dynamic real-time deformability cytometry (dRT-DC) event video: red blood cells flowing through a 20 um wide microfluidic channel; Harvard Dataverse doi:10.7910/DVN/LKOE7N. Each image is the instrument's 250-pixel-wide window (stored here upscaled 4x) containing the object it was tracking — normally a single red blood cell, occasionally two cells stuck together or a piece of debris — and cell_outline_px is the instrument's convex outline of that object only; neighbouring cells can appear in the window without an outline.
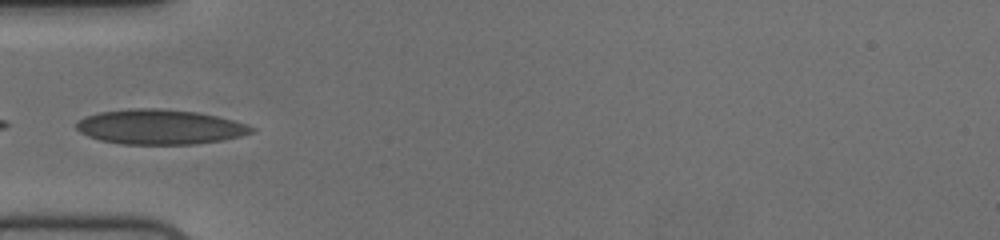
{"species": "human", "species_latin": "Homo sapiens", "temperature_condition": "cold", "stored_images_in_passage": 16, "camera_frame_rate_fps": 3000, "um_per_image_px": 0.085, "donor": {"sex": "female"}, "frame": {"image": 1, "passage_image": 1, "time_ms": 0.0, "image_size_px": [1000, 240], "cell_outline_px": [[256, 132], [224, 140], [196, 144], [120, 144], [100, 140], [88, 136], [80, 132], [76, 128], [76, 120], [84, 116], [100, 112], [128, 108], [160, 108], [196, 112], [216, 116], [248, 124], [256, 128]], "centroid_in_image_um": [13.59, 10.78], "position_along_channel_um": 71.4, "area_um2": 35.89}}
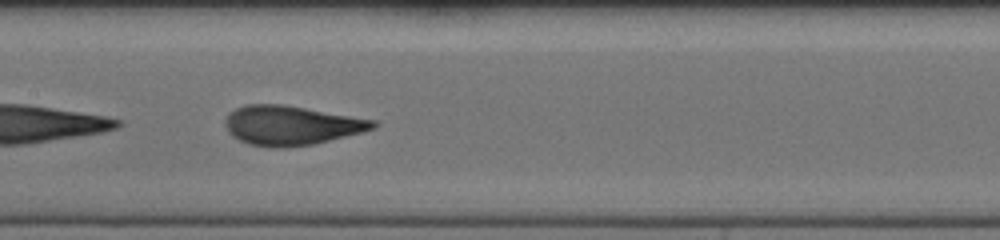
{"frame": {"image": 2, "passage_image": 10, "time_ms": 3.0, "image_size_px": [1000, 240], "cell_outline_px": [[380, 124], [372, 128], [360, 132], [312, 144], [288, 148], [276, 148], [248, 144], [232, 136], [228, 132], [224, 124], [224, 120], [228, 112], [244, 104], [284, 104], [376, 120]], "centroid_in_image_um": [24.69, 10.64], "position_along_channel_um": 182.7, "area_um2": 33.99}}
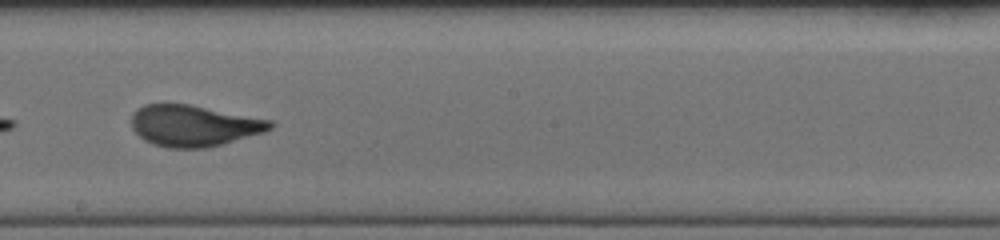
{"frame": {"image": 3, "passage_image": 14, "time_ms": 4.333, "image_size_px": [1000, 240], "cell_outline_px": [[276, 124], [272, 128], [264, 132], [220, 144], [204, 148], [168, 148], [152, 144], [144, 140], [132, 128], [132, 112], [136, 108], [144, 104], [192, 104], [272, 120]], "centroid_in_image_um": [16.46, 10.67], "position_along_channel_um": 231.7, "area_um2": 33.47}}